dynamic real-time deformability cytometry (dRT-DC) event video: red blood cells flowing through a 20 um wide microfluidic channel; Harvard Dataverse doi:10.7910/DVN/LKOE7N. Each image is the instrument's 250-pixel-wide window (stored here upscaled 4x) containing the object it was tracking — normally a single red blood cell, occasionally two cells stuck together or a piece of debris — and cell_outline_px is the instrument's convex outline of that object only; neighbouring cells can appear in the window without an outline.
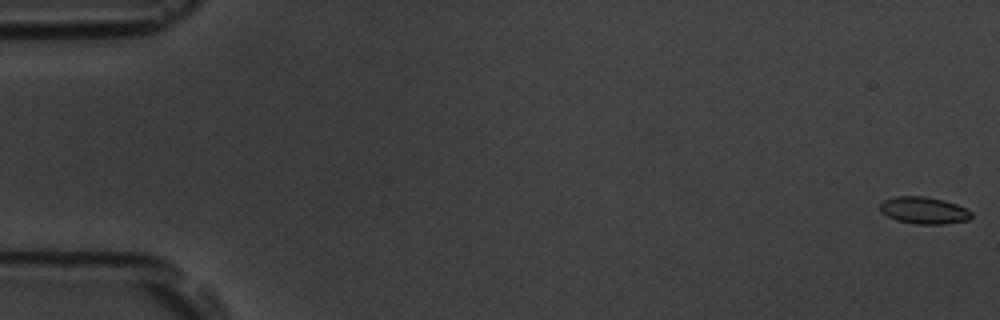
{"species": "common noctule bat (a hibernating species)", "species_latin": "Nyctalus noctula", "temperature_condition": "room temperature", "stored_images_in_passage": 6, "camera_frame_rate_fps": 3000, "um_per_image_px": 0.085, "animal": {"sex": "male", "body_mass_g": 19.5, "forearm_length_mm": 54.6}, "frame": {"image": 1, "passage_image": 1, "time_ms": 0.0, "image_size_px": [1000, 320], "cell_outline_px": [[972, 216], [968, 220], [944, 224], [916, 224], [896, 220], [880, 212], [880, 204], [884, 200], [896, 196], [924, 196], [944, 200], [968, 208], [972, 212]], "centroid_in_image_um": [78.55, 17.88], "position_along_channel_um": 6.5, "area_um2": 14.45}}
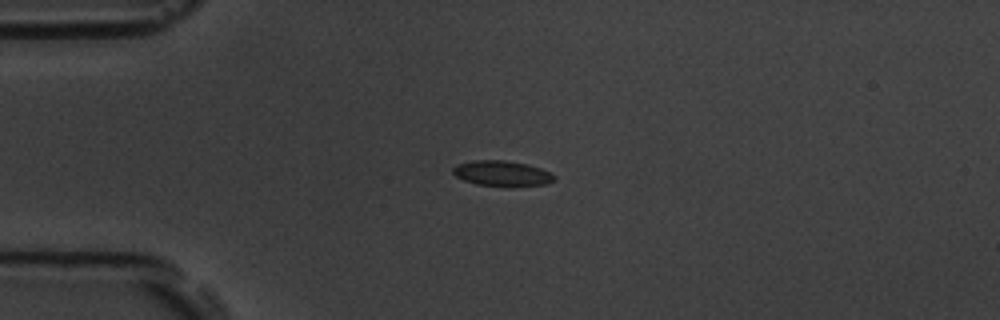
{"frame": {"image": 2, "passage_image": 5, "time_ms": 4.667, "image_size_px": [1000, 320], "cell_outline_px": [[556, 180], [548, 184], [512, 188], [476, 184], [464, 180], [456, 176], [452, 172], [452, 168], [456, 164], [472, 160], [504, 160], [528, 164], [540, 168], [556, 176]], "centroid_in_image_um": [42.69, 14.76], "position_along_channel_um": 42.3, "area_um2": 15.49}}